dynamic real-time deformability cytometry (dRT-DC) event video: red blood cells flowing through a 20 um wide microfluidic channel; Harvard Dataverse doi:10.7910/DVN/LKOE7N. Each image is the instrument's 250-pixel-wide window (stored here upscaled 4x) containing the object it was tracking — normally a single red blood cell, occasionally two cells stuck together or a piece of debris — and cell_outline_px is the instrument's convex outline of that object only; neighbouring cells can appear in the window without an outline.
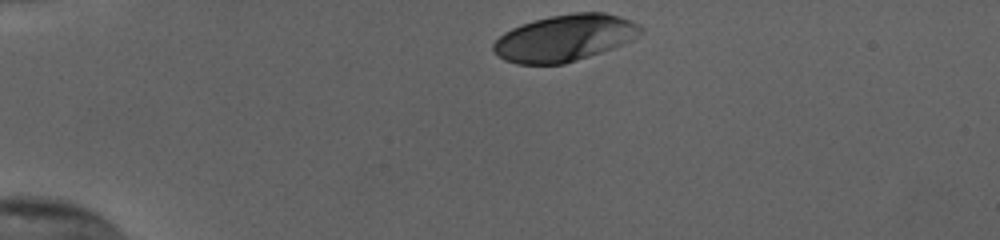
{"species": "human", "species_latin": "Homo sapiens", "temperature_condition": "cold", "stored_images_in_passage": 34, "camera_frame_rate_fps": 3000, "um_per_image_px": 0.085, "donor": {"sex": "female"}, "frame": {"image": 1, "passage_image": 1, "time_ms": 0.0, "image_size_px": [1000, 240], "cell_outline_px": [[644, 32], [632, 40], [612, 48], [564, 64], [516, 64], [504, 60], [492, 48], [492, 44], [504, 32], [512, 28], [536, 20], [552, 16], [576, 12], [604, 12], [628, 20], [644, 28]], "centroid_in_image_um": [48.0, 3.23], "position_along_channel_um": 37.0, "area_um2": 39.48}}
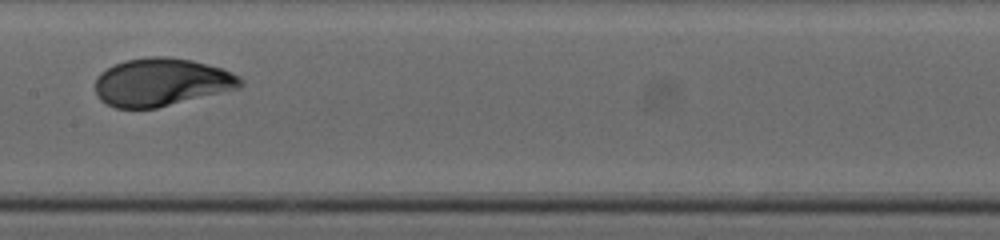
{"frame": {"image": 2, "passage_image": 18, "time_ms": 5.667, "image_size_px": [1000, 240], "cell_outline_px": [[244, 84], [240, 88], [156, 108], [116, 108], [100, 100], [96, 92], [96, 80], [100, 72], [124, 60], [148, 56], [164, 56], [192, 60], [220, 68], [232, 72], [240, 76], [244, 80]], "centroid_in_image_um": [13.74, 6.98], "position_along_channel_um": 193.7, "area_um2": 40.52}}
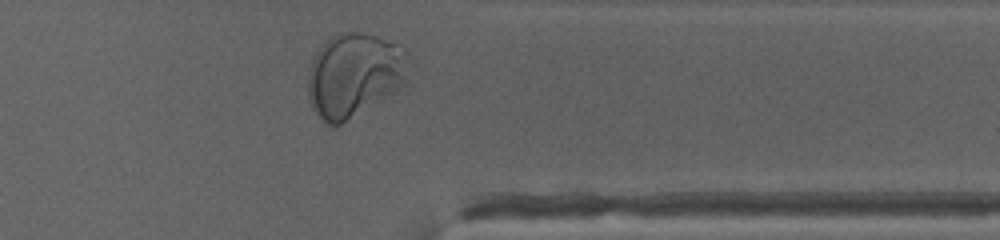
{"frame": {"image": 3, "passage_image": 33, "time_ms": 10.667, "image_size_px": [1000, 240], "cell_outline_px": [[408, 80], [400, 88], [336, 128], [332, 128], [324, 124], [312, 108], [308, 100], [308, 68], [316, 52], [336, 32], [360, 32], [376, 36], [400, 44], [404, 48]], "centroid_in_image_um": [30.07, 6.41], "position_along_channel_um": 381.3, "area_um2": 49.71}, "authors_computed_cell_mechanics": {"area_um2": 40.3444, "velocity_mm_per_s": 3.7966, "shape_relaxation_time_tau1_ms": 3.3946, "shape_relaxation_time_tau2_ms": null, "deformation_change_tau1": 0.1759, "deformation_change_tau2": null}}